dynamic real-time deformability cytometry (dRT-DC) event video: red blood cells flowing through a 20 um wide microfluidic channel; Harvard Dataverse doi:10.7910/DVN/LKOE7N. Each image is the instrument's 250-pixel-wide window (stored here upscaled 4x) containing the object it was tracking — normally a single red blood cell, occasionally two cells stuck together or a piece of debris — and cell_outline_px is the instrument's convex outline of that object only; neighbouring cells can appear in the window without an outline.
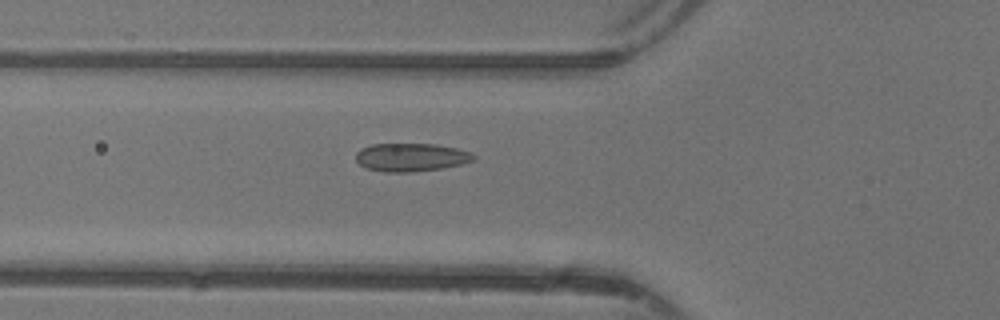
{"species": "common noctule bat (a hibernating species)", "species_latin": "Nyctalus noctula", "temperature_condition": "warm", "stored_images_in_passage": 41, "camera_frame_rate_fps": 3000, "um_per_image_px": 0.085, "animal": {"sex": "female"}, "frame": {"image": 1, "passage_image": 11, "time_ms": 3.333, "image_size_px": [1000, 320], "cell_outline_px": [[476, 160], [444, 168], [412, 172], [384, 172], [364, 168], [356, 160], [356, 152], [360, 148], [372, 144], [436, 144], [456, 148], [472, 152], [476, 156]], "centroid_in_image_um": [34.94, 13.37], "position_along_channel_um": 90.9, "area_um2": 19.59}}
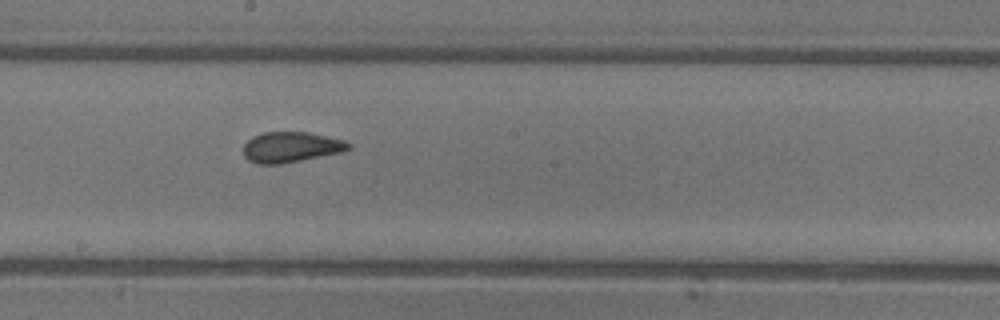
{"frame": {"image": 2, "passage_image": 20, "time_ms": 6.333, "image_size_px": [1000, 320], "cell_outline_px": [[352, 148], [340, 152], [280, 164], [256, 164], [248, 160], [244, 156], [244, 144], [252, 136], [264, 132], [308, 132], [344, 140], [352, 144]], "centroid_in_image_um": [24.71, 12.5], "position_along_channel_um": 223.5, "area_um2": 18.61}}
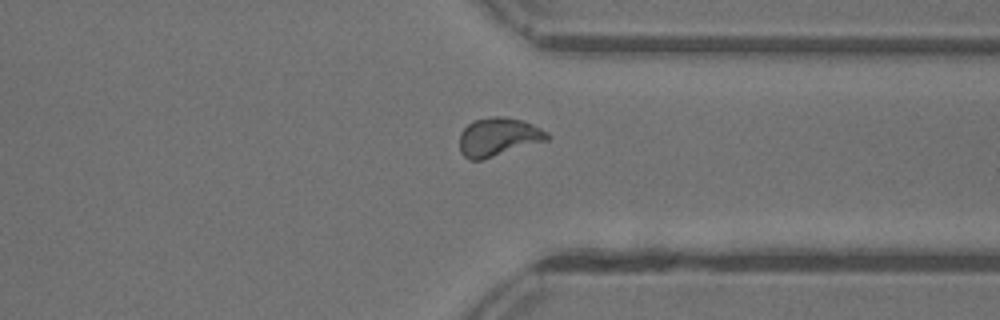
{"frame": {"image": 3, "passage_image": 30, "time_ms": 9.667, "image_size_px": [1000, 320], "cell_outline_px": [[548, 140], [480, 160], [468, 160], [460, 152], [460, 132], [468, 124], [476, 120], [492, 116], [504, 116], [520, 120], [532, 124], [548, 132]], "centroid_in_image_um": [42.33, 11.64], "position_along_channel_um": 369.1, "area_um2": 19.42}, "authors_computed_cell_mechanics": {"area_um2": 18.9584, "velocity_mm_per_s": 4.3952, "shape_relaxation_time_tau1_ms": null, "shape_relaxation_time_tau2_ms": 0.7903, "deformation_change_tau1": null, "deformation_change_tau2": 0.0568}}